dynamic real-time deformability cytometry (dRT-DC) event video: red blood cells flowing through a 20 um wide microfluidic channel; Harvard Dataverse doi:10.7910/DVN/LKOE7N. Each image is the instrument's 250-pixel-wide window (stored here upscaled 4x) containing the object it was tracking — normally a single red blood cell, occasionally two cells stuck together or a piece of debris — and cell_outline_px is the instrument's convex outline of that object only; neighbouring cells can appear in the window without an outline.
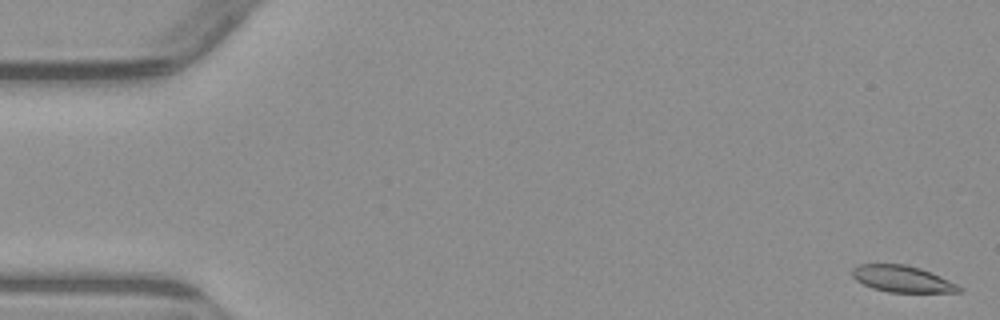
{"species": "common noctule bat (a hibernating species)", "species_latin": "Nyctalus noctula", "temperature_condition": "warm", "stored_images_in_passage": 7, "camera_frame_rate_fps": 3000, "um_per_image_px": 0.085, "animal": {"sex": "male", "body_mass_g": 23.1, "forearm_length_mm": 52.7}, "frame": {"image": 1, "passage_image": 1, "time_ms": 0.0, "image_size_px": [1000, 320], "cell_outline_px": [[964, 288], [960, 292], [888, 292], [872, 288], [856, 280], [852, 276], [852, 268], [860, 264], [904, 264], [920, 268], [940, 276]], "centroid_in_image_um": [76.68, 23.71], "position_along_channel_um": 8.3, "area_um2": 16.42}}
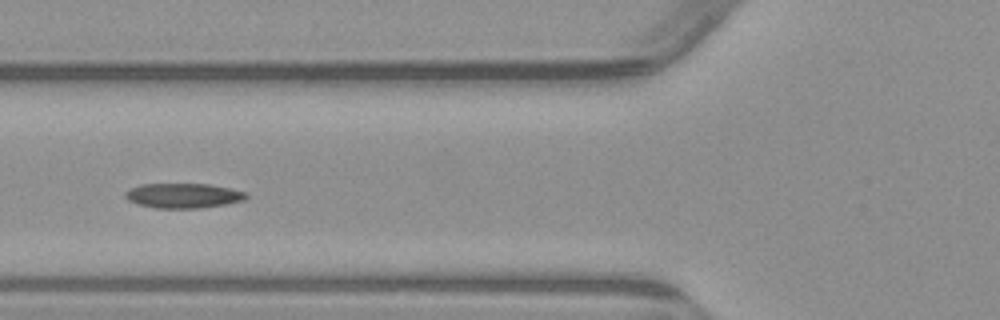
{"frame": {"image": 2, "passage_image": 6, "time_ms": 6.333, "image_size_px": [1000, 320], "cell_outline_px": [[248, 196], [244, 200], [224, 204], [200, 208], [156, 208], [136, 204], [128, 200], [124, 196], [124, 192], [128, 188], [140, 184], [208, 184], [248, 192]], "centroid_in_image_um": [15.53, 16.62], "position_along_channel_um": 110.3, "area_um2": 17.57}}
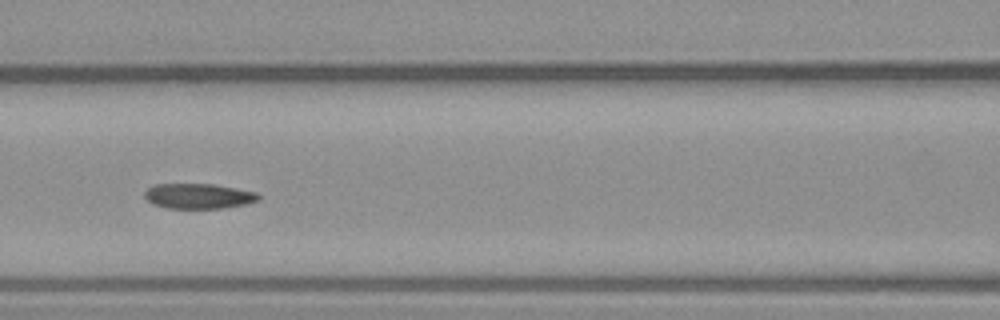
{"frame": {"image": 3, "passage_image": 7, "time_ms": 7.333, "image_size_px": [1000, 320], "cell_outline_px": [[260, 200], [244, 204], [224, 208], [164, 208], [152, 204], [144, 196], [144, 192], [148, 188], [156, 184], [212, 184], [236, 188], [256, 192], [260, 196]], "centroid_in_image_um": [16.86, 16.67], "position_along_channel_um": 149.7, "area_um2": 16.7}}